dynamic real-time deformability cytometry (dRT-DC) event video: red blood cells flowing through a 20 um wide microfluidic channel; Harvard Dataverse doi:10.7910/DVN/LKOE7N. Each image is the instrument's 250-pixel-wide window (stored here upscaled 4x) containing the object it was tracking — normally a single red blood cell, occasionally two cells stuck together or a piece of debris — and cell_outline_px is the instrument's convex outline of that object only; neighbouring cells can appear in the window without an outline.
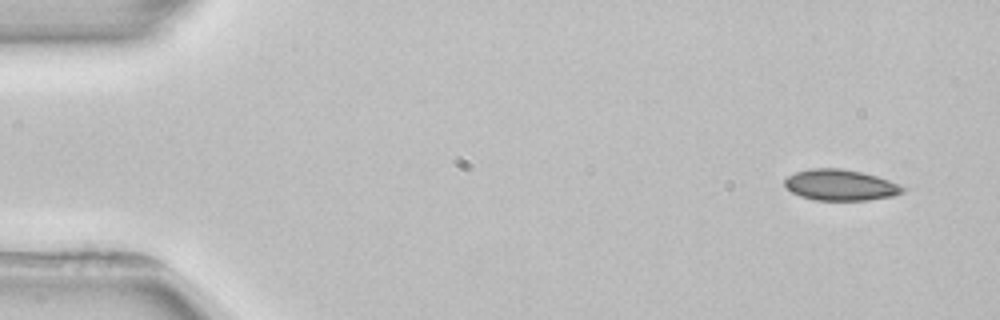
{"species": "common noctule bat (a hibernating species)", "species_latin": "Nyctalus noctula", "temperature_condition": "room temperature", "stored_images_in_passage": 3, "camera_frame_rate_fps": 3000, "um_per_image_px": 0.085, "animal": {"sex": "female", "body_mass_g": 22.7, "forearm_length_mm": 54.2}, "frame": {"image": 1, "passage_image": 1, "time_ms": 0.0, "image_size_px": [1000, 320], "cell_outline_px": [[908, 188], [904, 192], [892, 196], [868, 200], [816, 200], [800, 196], [792, 192], [784, 184], [784, 180], [788, 176], [796, 172], [812, 168], [840, 168], [864, 172], [888, 180]], "centroid_in_image_um": [71.46, 15.72], "position_along_channel_um": 13.5, "area_um2": 21.33}}